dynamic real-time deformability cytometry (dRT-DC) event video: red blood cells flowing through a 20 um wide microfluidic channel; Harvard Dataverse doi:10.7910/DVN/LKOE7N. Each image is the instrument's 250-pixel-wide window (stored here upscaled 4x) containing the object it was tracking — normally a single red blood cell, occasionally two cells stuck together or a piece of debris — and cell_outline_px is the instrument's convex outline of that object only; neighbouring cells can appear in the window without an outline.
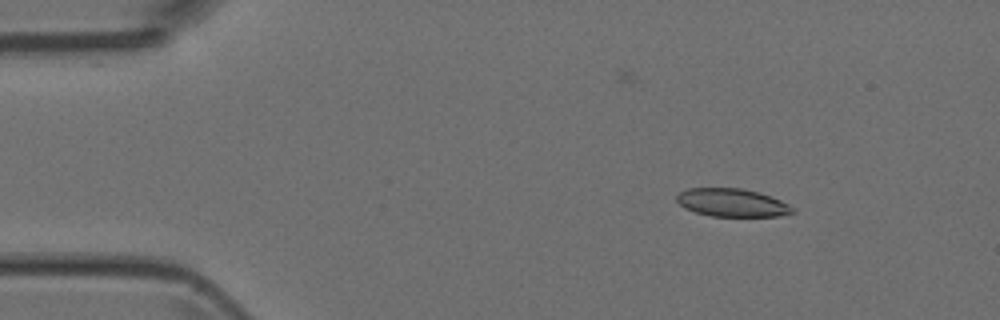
{"species": "Egyptian fruit bat (a non-hibernating species)", "species_latin": "Rousettus aegyptiacus", "temperature_condition": "room temperature", "stored_images_in_passage": 3, "camera_frame_rate_fps": 3000, "um_per_image_px": 0.085, "animal": {"sex": "female"}, "frame": {"image": 1, "passage_image": 1, "time_ms": 0.0, "image_size_px": [1000, 320], "cell_outline_px": [[796, 212], [780, 216], [712, 216], [696, 212], [684, 208], [676, 200], [676, 196], [680, 192], [688, 188], [740, 188], [760, 192], [780, 200], [796, 208]], "centroid_in_image_um": [62.25, 17.22], "position_along_channel_um": 22.7, "area_um2": 19.02}}